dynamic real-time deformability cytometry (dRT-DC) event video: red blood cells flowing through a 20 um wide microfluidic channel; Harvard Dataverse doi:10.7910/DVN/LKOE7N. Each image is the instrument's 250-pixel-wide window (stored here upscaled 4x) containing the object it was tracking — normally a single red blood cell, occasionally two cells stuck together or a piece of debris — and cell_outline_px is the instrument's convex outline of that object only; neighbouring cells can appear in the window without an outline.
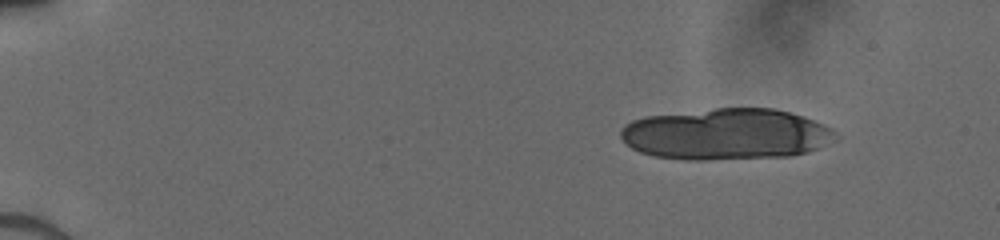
{"species": "human", "species_latin": "Homo sapiens", "temperature_condition": "cold", "stored_images_in_passage": 13, "camera_frame_rate_fps": 3000, "um_per_image_px": 0.085, "donor": {"sex": "male"}, "frame": {"image": 1, "passage_image": 1, "time_ms": 0.0, "image_size_px": [1000, 240], "cell_outline_px": [[840, 136], [816, 148], [804, 152], [788, 156], [704, 160], [684, 160], [656, 156], [640, 152], [632, 148], [620, 136], [620, 132], [624, 124], [632, 120], [648, 116], [716, 108], [776, 108], [804, 116], [824, 124], [832, 128]], "centroid_in_image_um": [61.73, 11.4], "position_along_channel_um": 23.3, "area_um2": 64.04}}